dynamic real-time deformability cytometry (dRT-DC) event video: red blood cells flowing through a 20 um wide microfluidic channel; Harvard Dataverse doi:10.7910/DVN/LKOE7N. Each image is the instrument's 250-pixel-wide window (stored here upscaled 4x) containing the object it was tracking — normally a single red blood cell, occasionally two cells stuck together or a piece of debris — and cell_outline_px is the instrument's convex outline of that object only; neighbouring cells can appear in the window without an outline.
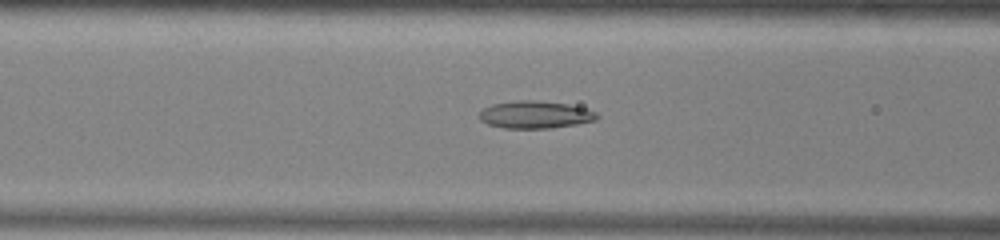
{"species": "common noctule bat (a hibernating species)", "species_latin": "Nyctalus noctula", "temperature_condition": "warm", "stored_images_in_passage": 51, "camera_frame_rate_fps": 3000, "um_per_image_px": 0.085, "animal": {"sex": "male", "body_mass_g": 13.0, "forearm_length_mm": 53.1}, "frame": {"image": 1, "passage_image": 20, "time_ms": 6.333, "image_size_px": [1000, 240], "cell_outline_px": [[600, 116], [596, 120], [576, 124], [552, 128], [504, 128], [488, 124], [480, 120], [480, 112], [484, 108], [492, 104], [516, 100], [532, 100], [568, 104], [584, 108], [596, 112]], "centroid_in_image_um": [45.49, 9.75], "position_along_channel_um": 121.1, "area_um2": 18.73}}
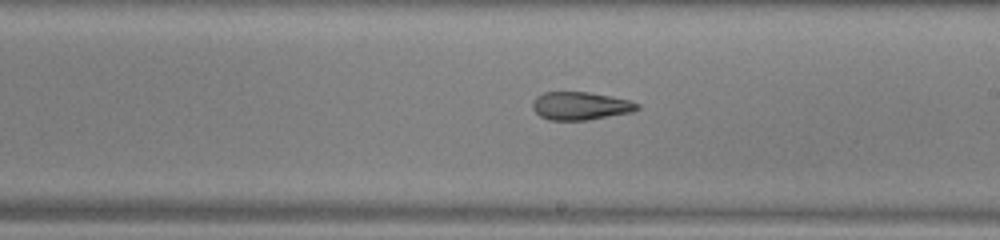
{"frame": {"image": 2, "passage_image": 29, "time_ms": 9.333, "image_size_px": [1000, 240], "cell_outline_px": [[640, 108], [632, 112], [584, 120], [548, 120], [540, 116], [532, 108], [532, 100], [536, 96], [544, 92], [588, 92], [612, 96], [628, 100], [640, 104]], "centroid_in_image_um": [49.31, 8.99], "position_along_channel_um": 239.7, "area_um2": 17.11}}
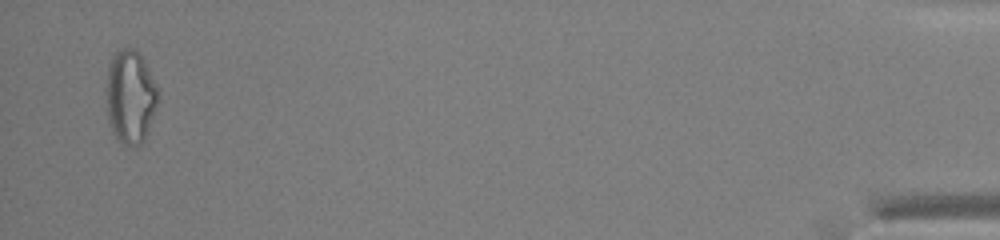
{"frame": {"image": 3, "passage_image": 50, "time_ms": 16.333, "image_size_px": [1000, 240], "cell_outline_px": [[160, 96], [144, 140], [140, 144], [132, 148], [128, 148], [112, 132], [108, 116], [108, 68], [112, 56], [116, 52], [124, 48], [136, 48], [144, 60], [160, 92]], "centroid_in_image_um": [11.12, 8.22], "position_along_channel_um": 424.1, "area_um2": 27.92}, "authors_computed_cell_mechanics": {"area_um2": 20.7502, "velocity_mm_per_s": 3.9684, "shape_relaxation_time_tau1_ms": null, "shape_relaxation_time_tau2_ms": 3.9751, "deformation_change_tau1": null, "deformation_change_tau2": 0.1283}}